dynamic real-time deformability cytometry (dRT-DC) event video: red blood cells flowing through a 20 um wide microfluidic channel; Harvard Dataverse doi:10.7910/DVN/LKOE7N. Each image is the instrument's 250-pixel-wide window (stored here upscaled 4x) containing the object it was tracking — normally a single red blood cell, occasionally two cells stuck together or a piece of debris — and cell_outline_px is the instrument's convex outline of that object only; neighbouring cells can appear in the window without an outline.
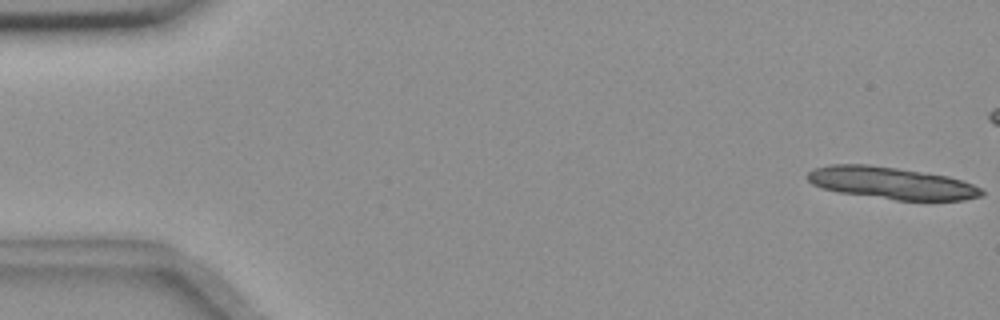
{"species": "common noctule bat (a hibernating species)", "species_latin": "Nyctalus noctula", "temperature_condition": "room temperature", "stored_images_in_passage": 6, "camera_frame_rate_fps": 3000, "um_per_image_px": 0.085, "animal": {"sex": "female", "body_mass_g": 18.4}, "frame": {"image": 1, "passage_image": 1, "time_ms": 0.0, "image_size_px": [1000, 320], "cell_outline_px": [[984, 192], [980, 196], [964, 200], [896, 200], [840, 192], [824, 188], [812, 184], [808, 180], [808, 172], [812, 168], [828, 164], [868, 164], [896, 168], [948, 176], [984, 188]], "centroid_in_image_um": [75.77, 15.55], "position_along_channel_um": 9.2, "area_um2": 32.37}}